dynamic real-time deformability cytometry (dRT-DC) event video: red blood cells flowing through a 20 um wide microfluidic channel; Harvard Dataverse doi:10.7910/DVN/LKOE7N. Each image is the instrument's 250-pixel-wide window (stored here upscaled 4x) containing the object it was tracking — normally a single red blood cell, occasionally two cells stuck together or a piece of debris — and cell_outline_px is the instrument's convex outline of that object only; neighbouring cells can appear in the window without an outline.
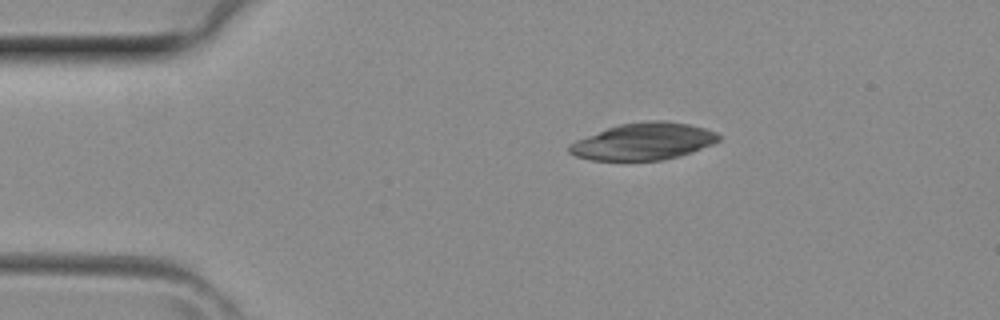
{"species": "common noctule bat (a hibernating species)", "species_latin": "Nyctalus noctula", "temperature_condition": "room temperature", "stored_images_in_passage": 2, "camera_frame_rate_fps": 3000, "um_per_image_px": 0.085, "animal": {"sex": "female", "body_mass_g": 29.2, "forearm_length_mm": 56.3}, "frame": {"image": 1, "passage_image": 2, "time_ms": 0.333, "image_size_px": [1000, 320], "cell_outline_px": [[720, 140], [712, 144], [676, 156], [660, 160], [592, 160], [576, 156], [568, 152], [568, 144], [576, 140], [608, 128], [620, 124], [648, 120], [664, 120], [688, 124], [704, 128], [716, 132], [720, 136]], "centroid_in_image_um": [54.66, 12.01], "position_along_channel_um": 30.3, "area_um2": 31.73}}